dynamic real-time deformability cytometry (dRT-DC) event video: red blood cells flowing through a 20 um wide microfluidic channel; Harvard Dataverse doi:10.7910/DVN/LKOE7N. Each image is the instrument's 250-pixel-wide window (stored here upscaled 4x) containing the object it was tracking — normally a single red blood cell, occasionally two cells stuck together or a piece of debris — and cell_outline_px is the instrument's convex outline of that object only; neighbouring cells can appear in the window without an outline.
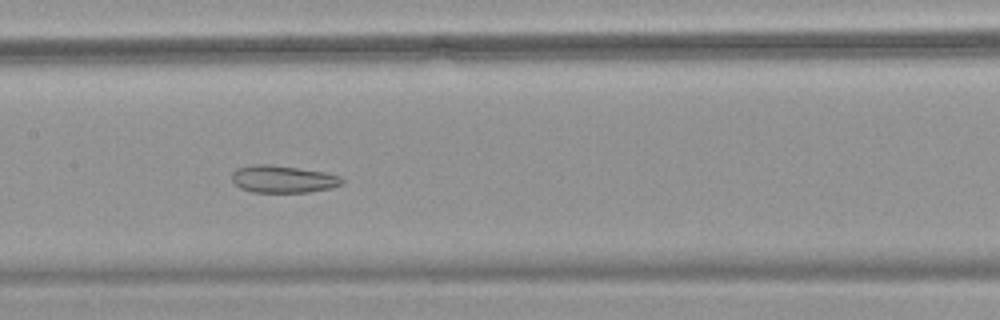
{"species": "common noctule bat (a hibernating species)", "species_latin": "Nyctalus noctula", "temperature_condition": "warm", "stored_images_in_passage": 50, "camera_frame_rate_fps": 3000, "um_per_image_px": 0.085, "animal": {"sex": "female", "body_mass_g": 18.4}, "frame": {"image": 1, "passage_image": 26, "time_ms": 8.333, "image_size_px": [1000, 320], "cell_outline_px": [[344, 184], [332, 188], [308, 192], [252, 192], [240, 188], [232, 180], [232, 172], [236, 168], [256, 164], [268, 164], [324, 172], [340, 176], [344, 180]], "centroid_in_image_um": [24.06, 15.23], "position_along_channel_um": 183.3, "area_um2": 17.51}}
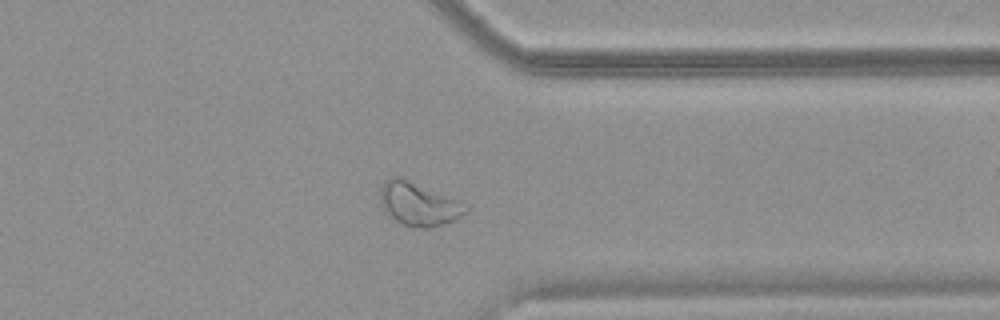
{"frame": {"image": 2, "passage_image": 40, "time_ms": 13.0, "image_size_px": [1000, 320], "cell_outline_px": [[468, 212], [456, 220], [444, 224], [428, 228], [420, 228], [404, 224], [388, 216], [380, 200], [380, 188], [384, 180], [392, 176], [400, 176], [460, 200], [468, 204]], "centroid_in_image_um": [35.62, 17.32], "position_along_channel_um": 375.8, "area_um2": 21.91}}
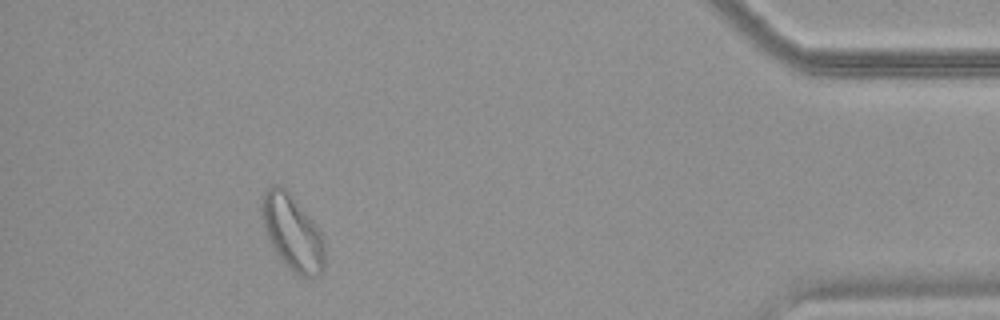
{"frame": {"image": 3, "passage_image": 46, "time_ms": 15.0, "image_size_px": [1000, 320], "cell_outline_px": [[324, 268], [320, 276], [300, 276], [284, 264], [276, 252], [264, 228], [260, 216], [260, 204], [264, 192], [268, 188], [276, 184], [280, 184], [288, 192], [312, 220], [324, 236]], "centroid_in_image_um": [24.85, 19.77], "position_along_channel_um": 410.4, "area_um2": 27.46}}